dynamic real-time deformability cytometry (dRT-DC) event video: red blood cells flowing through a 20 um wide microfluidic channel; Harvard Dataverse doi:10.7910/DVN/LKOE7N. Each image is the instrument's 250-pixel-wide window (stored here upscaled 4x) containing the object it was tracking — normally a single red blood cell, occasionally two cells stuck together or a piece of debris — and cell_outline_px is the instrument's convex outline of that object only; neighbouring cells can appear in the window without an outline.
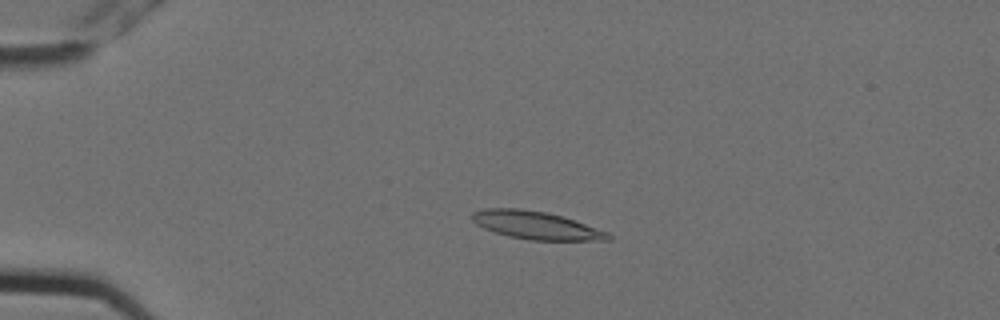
{"species": "Egyptian fruit bat (a non-hibernating species)", "species_latin": "Rousettus aegyptiacus", "temperature_condition": "cold", "stored_images_in_passage": 4, "camera_frame_rate_fps": 3000, "um_per_image_px": 0.085, "animal": {"sex": "female"}, "frame": {"image": 1, "passage_image": 3, "time_ms": 0.667, "image_size_px": [1000, 320], "cell_outline_px": [[612, 240], [528, 240], [508, 236], [484, 228], [476, 224], [472, 220], [472, 212], [484, 208], [520, 208], [544, 212], [560, 216], [608, 232], [612, 236]], "centroid_in_image_um": [45.52, 19.15], "position_along_channel_um": 39.5, "area_um2": 21.85}}